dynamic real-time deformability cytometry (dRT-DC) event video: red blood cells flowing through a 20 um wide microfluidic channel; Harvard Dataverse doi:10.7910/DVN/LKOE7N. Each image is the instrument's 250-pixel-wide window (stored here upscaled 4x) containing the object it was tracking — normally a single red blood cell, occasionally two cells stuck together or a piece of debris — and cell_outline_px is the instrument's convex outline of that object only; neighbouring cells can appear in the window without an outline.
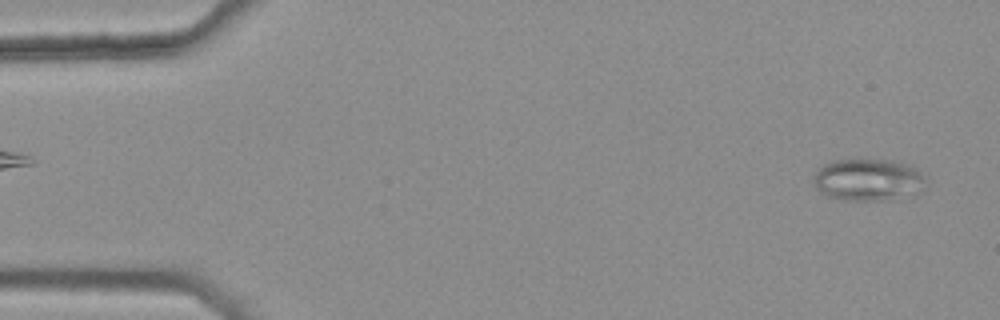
{"species": "common noctule bat (a hibernating species)", "species_latin": "Nyctalus noctula", "temperature_condition": "warm", "stored_images_in_passage": 4, "camera_frame_rate_fps": 3000, "um_per_image_px": 0.085, "animal": {"sex": "female", "body_mass_g": 25.1}, "frame": {"image": 1, "passage_image": 1, "time_ms": 0.0, "image_size_px": [1000, 320], "cell_outline_px": [[924, 192], [884, 200], [844, 200], [828, 196], [820, 192], [816, 188], [812, 180], [816, 172], [824, 164], [832, 160], [856, 156], [892, 160], [908, 164], [920, 172], [924, 180]], "centroid_in_image_um": [73.76, 15.23], "position_along_channel_um": 11.2, "area_um2": 28.32}}